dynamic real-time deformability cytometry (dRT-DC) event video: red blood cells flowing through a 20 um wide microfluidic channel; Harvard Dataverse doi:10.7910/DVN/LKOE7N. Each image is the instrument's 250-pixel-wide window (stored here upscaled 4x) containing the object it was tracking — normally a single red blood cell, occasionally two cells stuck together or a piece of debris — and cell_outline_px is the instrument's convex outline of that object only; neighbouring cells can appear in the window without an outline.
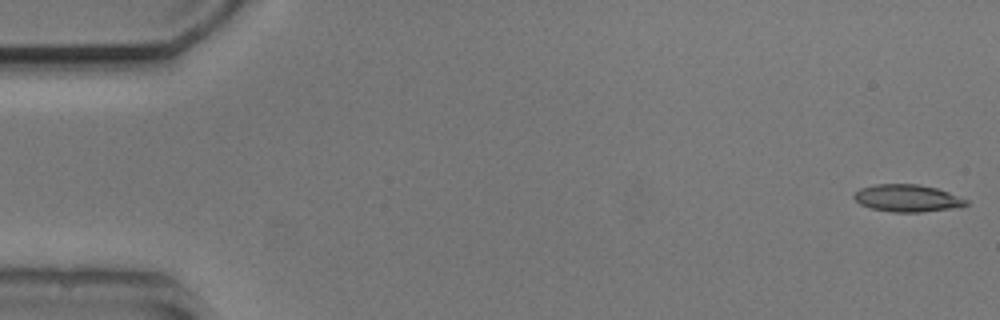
{"species": "common noctule bat (a hibernating species)", "species_latin": "Nyctalus noctula", "temperature_condition": "cold", "stored_images_in_passage": 5, "camera_frame_rate_fps": 3000, "um_per_image_px": 0.085, "animal": {"sex": "male", "body_mass_g": 20.5, "forearm_length_mm": 52.5}, "frame": {"image": 1, "passage_image": 1, "time_ms": 0.0, "image_size_px": [1000, 320], "cell_outline_px": [[968, 204], [960, 208], [920, 212], [892, 212], [872, 208], [860, 204], [852, 196], [860, 188], [876, 184], [916, 184], [936, 188], [948, 192], [968, 200]], "centroid_in_image_um": [77.15, 16.85], "position_along_channel_um": 7.9, "area_um2": 17.8}}
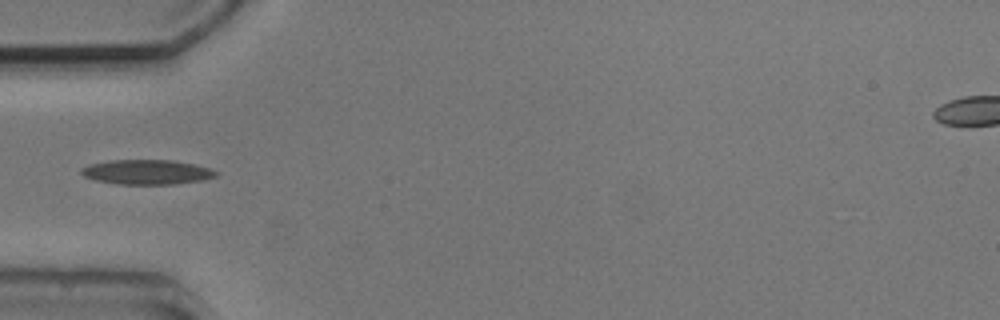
{"frame": {"image": 2, "passage_image": 5, "time_ms": 5.333, "image_size_px": [1000, 320], "cell_outline_px": [[220, 172], [216, 176], [204, 180], [172, 184], [120, 184], [96, 180], [84, 176], [80, 172], [80, 168], [92, 164], [108, 160], [176, 160], [196, 164], [212, 168]], "centroid_in_image_um": [12.55, 14.61], "position_along_channel_um": 72.5, "area_um2": 19.54}}